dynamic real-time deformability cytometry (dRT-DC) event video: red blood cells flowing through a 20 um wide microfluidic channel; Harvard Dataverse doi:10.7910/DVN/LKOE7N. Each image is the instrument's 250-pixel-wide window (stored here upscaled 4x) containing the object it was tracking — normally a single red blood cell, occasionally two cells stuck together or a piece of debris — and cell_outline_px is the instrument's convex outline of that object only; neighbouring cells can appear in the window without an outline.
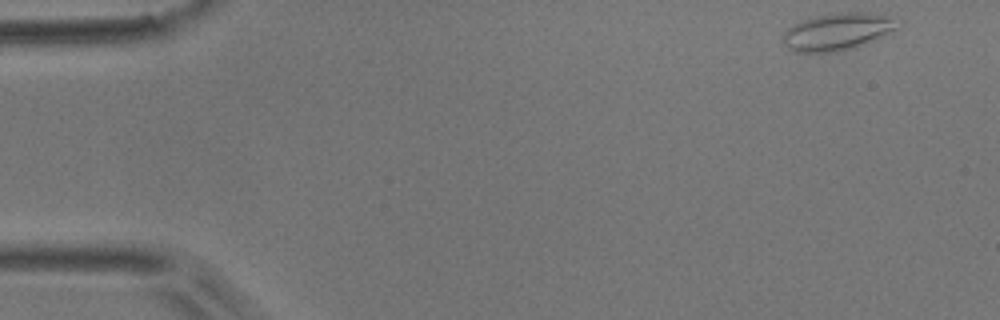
{"species": "common noctule bat (a hibernating species)", "species_latin": "Nyctalus noctula", "temperature_condition": "room temperature", "stored_images_in_passage": 6, "segment_of_instrument_passage": [2, 2], "camera_frame_rate_fps": 3000, "um_per_image_px": 0.085, "animal": {"sex": "male", "body_mass_g": 17.9}, "frame": {"image": 1, "passage_image": 6, "time_ms": 6.0, "image_size_px": [1000, 320], "cell_outline_px": [[896, 28], [872, 40], [852, 48], [836, 52], [792, 52], [784, 44], [780, 36], [788, 28], [800, 20], [816, 16], [840, 12], [868, 12], [892, 16]], "centroid_in_image_um": [71.07, 2.69], "position_along_channel_um": 13.9, "area_um2": 24.57}}